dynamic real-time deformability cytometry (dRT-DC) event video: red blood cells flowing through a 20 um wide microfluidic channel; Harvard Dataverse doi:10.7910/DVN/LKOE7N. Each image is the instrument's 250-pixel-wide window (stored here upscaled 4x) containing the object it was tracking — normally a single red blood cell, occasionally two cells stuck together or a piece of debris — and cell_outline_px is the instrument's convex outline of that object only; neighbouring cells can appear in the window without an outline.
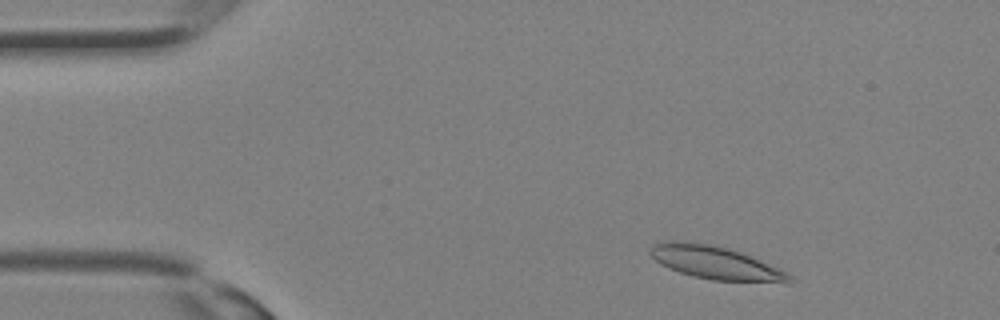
{"species": "Egyptian fruit bat (a non-hibernating species)", "species_latin": "Rousettus aegyptiacus", "temperature_condition": "room temperature", "stored_images_in_passage": 14, "camera_frame_rate_fps": 3000, "um_per_image_px": 0.085, "animal": {"sex": "female"}, "frame": {"image": 1, "passage_image": 3, "time_ms": 0.667, "image_size_px": [1000, 320], "cell_outline_px": [[796, 280], [792, 284], [788, 284], [712, 280], [692, 276], [668, 268], [660, 264], [648, 252], [656, 244], [672, 240], [688, 240], [712, 244], [740, 252], [776, 268], [792, 276]], "centroid_in_image_um": [60.85, 22.36], "position_along_channel_um": 24.1, "area_um2": 26.99}}
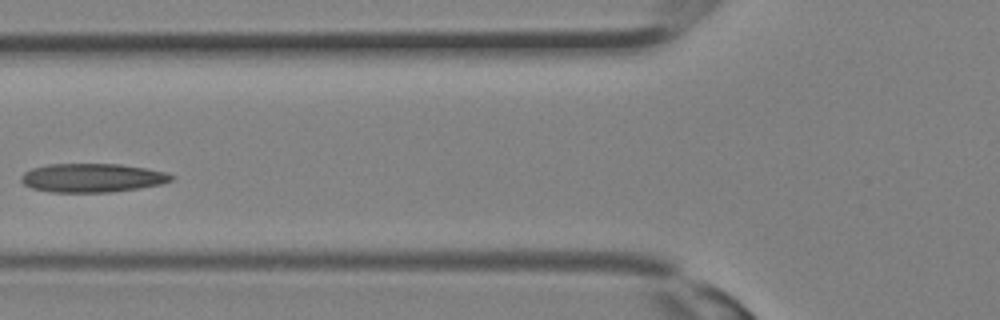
{"frame": {"image": 2, "passage_image": 11, "time_ms": 3.333, "image_size_px": [1000, 320], "cell_outline_px": [[176, 176], [172, 180], [160, 184], [140, 188], [112, 192], [52, 192], [32, 188], [24, 184], [20, 180], [20, 176], [24, 172], [32, 168], [48, 164], [120, 164], [144, 168], [164, 172]], "centroid_in_image_um": [7.82, 15.12], "position_along_channel_um": 118.0, "area_um2": 25.14}}
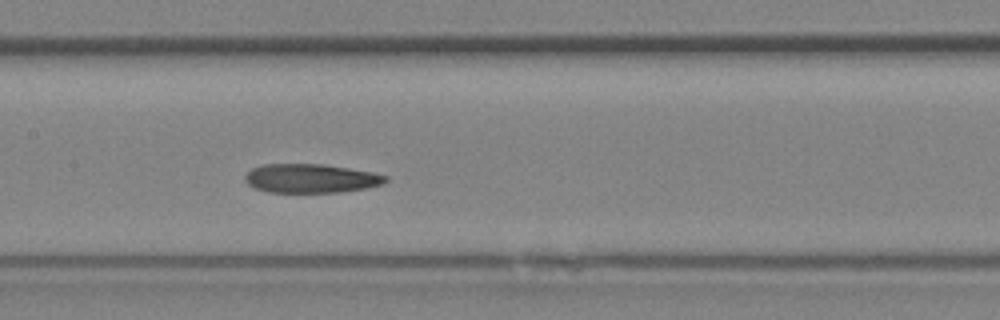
{"frame": {"image": 3, "passage_image": 14, "time_ms": 4.333, "image_size_px": [1000, 320], "cell_outline_px": [[388, 180], [384, 184], [368, 188], [336, 192], [268, 192], [256, 188], [248, 184], [244, 180], [244, 176], [252, 168], [264, 164], [324, 164], [372, 172], [388, 176]], "centroid_in_image_um": [26.44, 15.16], "position_along_channel_um": 181.0, "area_um2": 23.7}}